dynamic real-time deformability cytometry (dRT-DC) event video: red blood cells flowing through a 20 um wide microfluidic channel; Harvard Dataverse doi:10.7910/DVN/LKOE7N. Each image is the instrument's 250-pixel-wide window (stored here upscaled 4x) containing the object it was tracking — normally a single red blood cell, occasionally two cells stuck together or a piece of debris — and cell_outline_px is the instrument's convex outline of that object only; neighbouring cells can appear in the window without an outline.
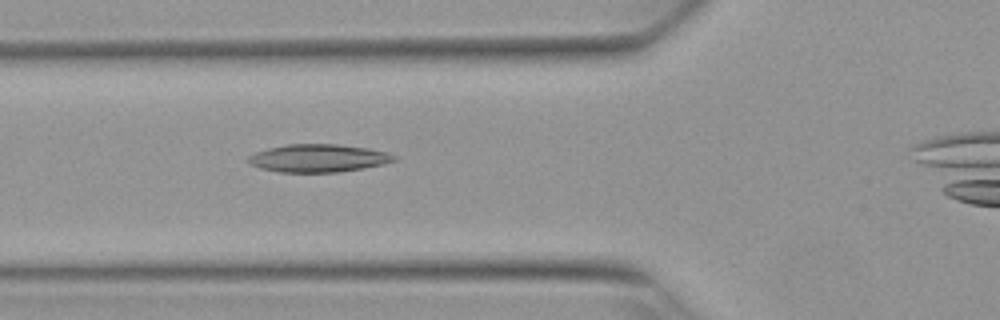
{"species": "Egyptian fruit bat (a non-hibernating species)", "species_latin": "Rousettus aegyptiacus", "temperature_condition": "warm", "stored_images_in_passage": 41, "camera_frame_rate_fps": 3000, "um_per_image_px": 0.085, "animal": {"sex": "female"}, "frame": {"image": 1, "passage_image": 13, "time_ms": 4.0, "image_size_px": [1000, 320], "cell_outline_px": [[400, 156], [396, 160], [384, 164], [364, 168], [336, 172], [280, 172], [260, 168], [252, 164], [248, 160], [248, 156], [256, 152], [268, 148], [284, 144], [336, 144], [368, 148], [388, 152]], "centroid_in_image_um": [27.11, 13.44], "position_along_channel_um": 98.7, "area_um2": 23.76}}
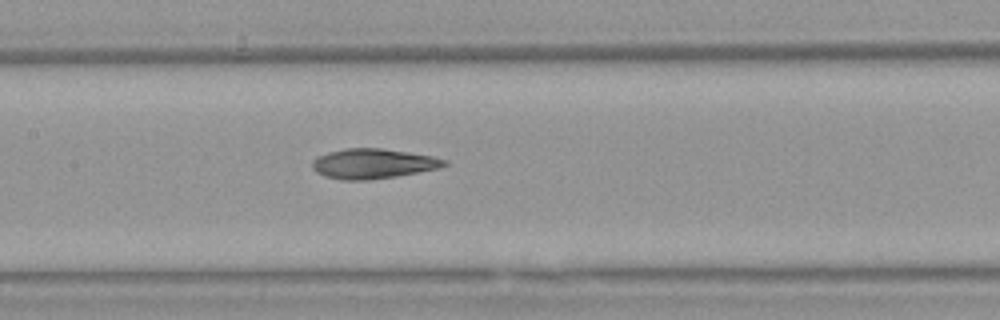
{"frame": {"image": 2, "passage_image": 19, "time_ms": 6.0, "image_size_px": [1000, 320], "cell_outline_px": [[448, 164], [440, 168], [396, 176], [368, 180], [340, 180], [324, 176], [316, 172], [312, 168], [312, 160], [316, 156], [328, 152], [344, 148], [380, 148], [408, 152], [432, 156], [448, 160]], "centroid_in_image_um": [31.68, 13.91], "position_along_channel_um": 175.7, "area_um2": 23.18}}
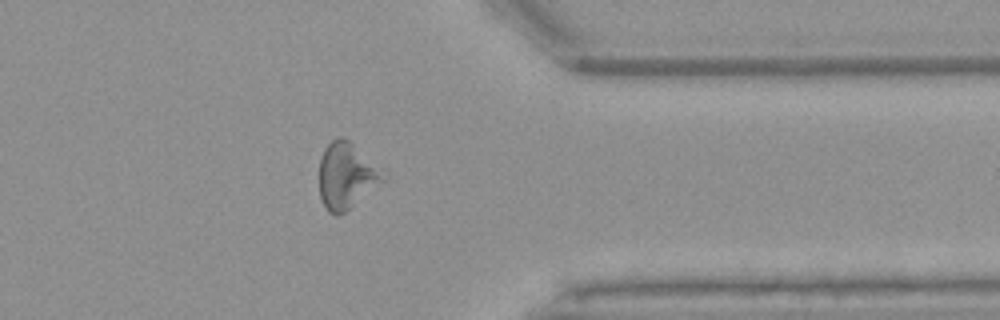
{"frame": {"image": 3, "passage_image": 36, "time_ms": 11.667, "image_size_px": [1000, 320], "cell_outline_px": [[388, 176], [384, 180], [340, 216], [336, 216], [328, 212], [320, 196], [320, 160], [324, 148], [332, 140], [340, 136], [344, 136]], "centroid_in_image_um": [29.42, 14.95], "position_along_channel_um": 382.0, "area_um2": 24.22}, "authors_computed_cell_mechanics": {"area_um2": 22.542, "velocity_mm_per_s": 3.8329, "shape_relaxation_time_tau1_ms": 9.3901, "shape_relaxation_time_tau2_ms": 5.8514, "deformation_change_tau1": 0.2136, "deformation_change_tau2": 0.1708}}